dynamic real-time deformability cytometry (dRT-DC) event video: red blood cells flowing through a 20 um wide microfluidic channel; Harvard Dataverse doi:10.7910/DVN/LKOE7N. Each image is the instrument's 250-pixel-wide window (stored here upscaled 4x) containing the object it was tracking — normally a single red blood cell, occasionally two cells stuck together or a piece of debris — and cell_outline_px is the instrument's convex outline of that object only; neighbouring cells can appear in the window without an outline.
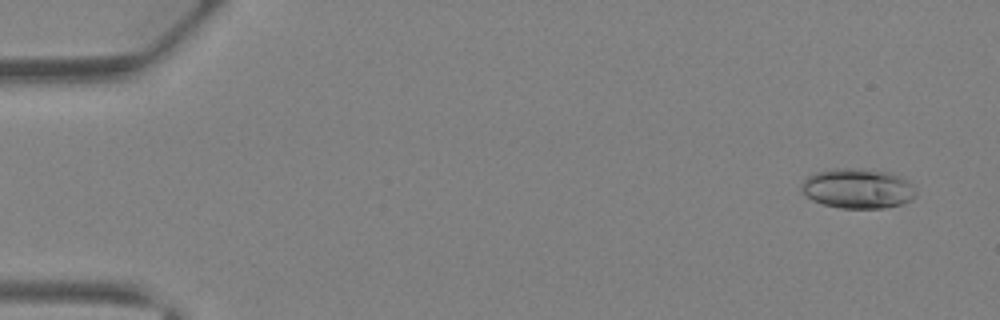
{"species": "Egyptian fruit bat (a non-hibernating species)", "species_latin": "Rousettus aegyptiacus", "temperature_condition": "warm", "stored_images_in_passage": 42, "camera_frame_rate_fps": 3000, "um_per_image_px": 0.085, "animal": {"sex": "female"}, "frame": {"image": 1, "passage_image": 3, "time_ms": 0.667, "image_size_px": [1000, 320], "cell_outline_px": [[916, 196], [912, 200], [900, 204], [884, 208], [840, 208], [824, 204], [812, 200], [800, 192], [800, 184], [808, 176], [816, 172], [832, 168], [864, 168], [888, 172], [900, 176], [908, 180], [912, 184], [916, 192]], "centroid_in_image_um": [72.89, 16.01], "position_along_channel_um": 12.1, "area_um2": 26.99}}
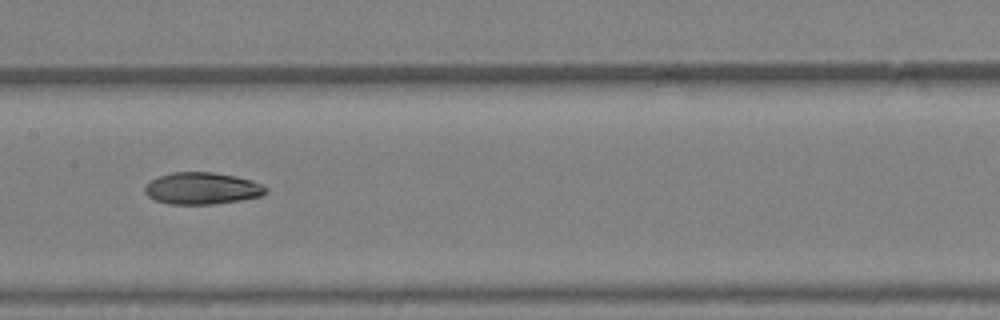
{"frame": {"image": 2, "passage_image": 22, "time_ms": 7.0, "image_size_px": [1000, 320], "cell_outline_px": [[268, 192], [260, 196], [240, 200], [212, 204], [168, 204], [156, 200], [148, 196], [144, 192], [144, 188], [152, 180], [160, 176], [172, 172], [212, 172], [236, 176], [252, 180], [264, 184], [268, 188]], "centroid_in_image_um": [17.22, 16.01], "position_along_channel_um": 190.2, "area_um2": 22.48}}
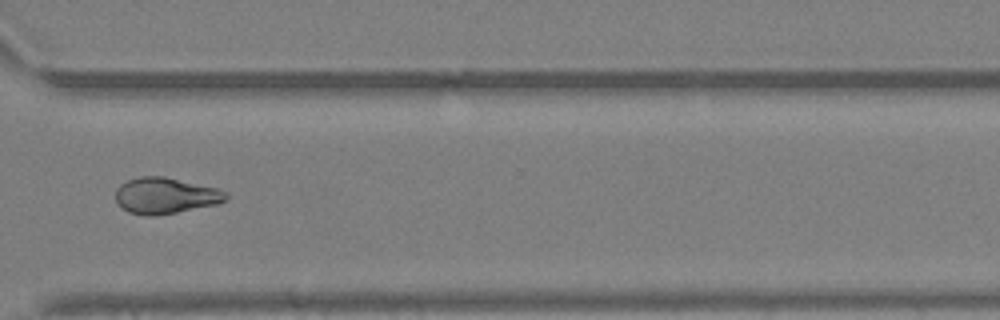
{"frame": {"image": 3, "passage_image": 32, "time_ms": 10.333, "image_size_px": [1000, 320], "cell_outline_px": [[228, 200], [220, 204], [156, 216], [144, 216], [128, 212], [120, 208], [116, 204], [116, 188], [120, 184], [128, 180], [140, 176], [164, 176], [216, 188], [228, 192]], "centroid_in_image_um": [14.06, 16.65], "position_along_channel_um": 356.5, "area_um2": 23.64}}